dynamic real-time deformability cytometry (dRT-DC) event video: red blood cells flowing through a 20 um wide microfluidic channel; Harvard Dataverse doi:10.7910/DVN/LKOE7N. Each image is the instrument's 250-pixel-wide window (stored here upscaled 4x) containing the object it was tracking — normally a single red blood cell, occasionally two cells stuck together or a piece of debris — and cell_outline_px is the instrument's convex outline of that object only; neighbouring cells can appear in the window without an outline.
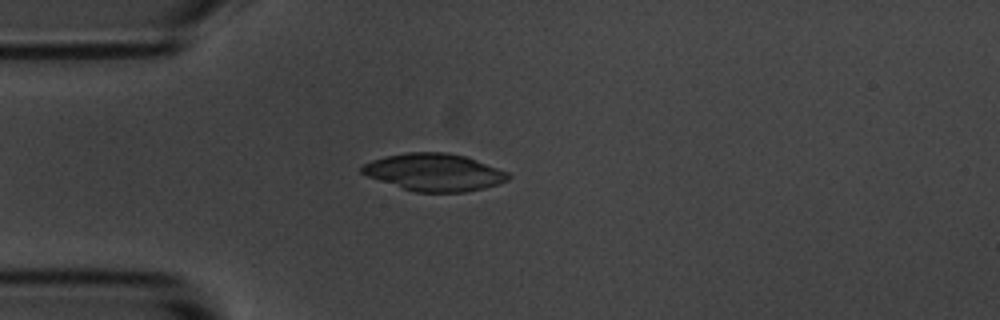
{"species": "common noctule bat (a hibernating species)", "species_latin": "Nyctalus noctula", "temperature_condition": "room temperature", "stored_images_in_passage": 4, "camera_frame_rate_fps": 3000, "um_per_image_px": 0.085, "animal": {"sex": "male", "body_mass_g": 20.1, "forearm_length_mm": 53.5}, "frame": {"image": 1, "passage_image": 4, "time_ms": 1.0, "image_size_px": [1000, 320], "cell_outline_px": [[512, 176], [508, 180], [484, 188], [464, 192], [416, 192], [368, 176], [360, 172], [360, 168], [364, 164], [372, 160], [384, 156], [408, 152], [448, 152], [464, 156], [476, 160], [508, 172]], "centroid_in_image_um": [36.92, 14.63], "position_along_channel_um": 48.1, "area_um2": 31.56}}